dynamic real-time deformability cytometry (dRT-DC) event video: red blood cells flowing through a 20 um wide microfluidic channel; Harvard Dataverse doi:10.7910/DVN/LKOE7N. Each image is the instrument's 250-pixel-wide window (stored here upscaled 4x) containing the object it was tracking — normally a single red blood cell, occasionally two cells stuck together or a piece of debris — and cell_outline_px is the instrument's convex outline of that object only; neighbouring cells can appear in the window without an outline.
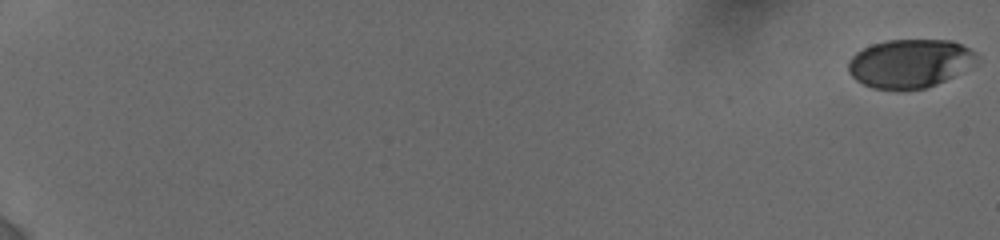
{"species": "human", "species_latin": "Homo sapiens", "temperature_condition": "cold", "stored_images_in_passage": 13, "camera_frame_rate_fps": 3000, "um_per_image_px": 0.085, "donor": {"sex": "female"}, "frame": {"image": 1, "passage_image": 1, "time_ms": 0.0, "image_size_px": [1000, 240], "cell_outline_px": [[976, 56], [952, 76], [936, 84], [924, 88], [872, 88], [856, 80], [848, 72], [848, 60], [856, 52], [872, 44], [888, 40], [952, 40], [976, 52]], "centroid_in_image_um": [77.22, 5.36], "position_along_channel_um": 7.8, "area_um2": 35.2}}